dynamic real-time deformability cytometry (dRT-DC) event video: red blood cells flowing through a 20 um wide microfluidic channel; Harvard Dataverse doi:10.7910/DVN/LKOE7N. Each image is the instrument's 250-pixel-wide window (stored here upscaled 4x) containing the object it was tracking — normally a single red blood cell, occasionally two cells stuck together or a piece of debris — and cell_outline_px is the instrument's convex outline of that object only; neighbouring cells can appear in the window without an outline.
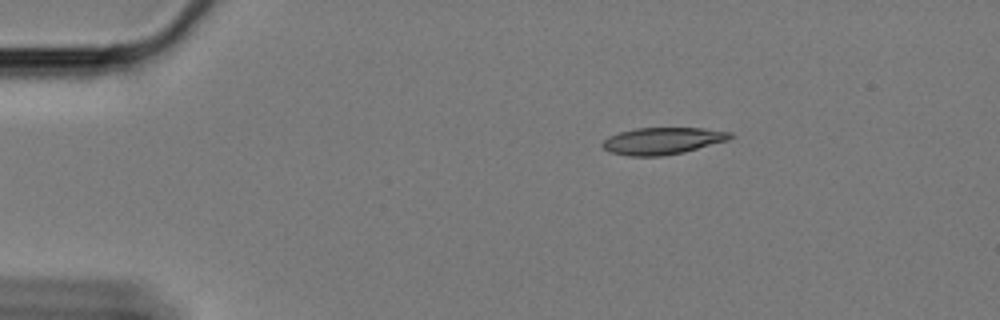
{"species": "Egyptian fruit bat (a non-hibernating species)", "species_latin": "Rousettus aegyptiacus", "temperature_condition": "cold", "stored_images_in_passage": 12, "camera_frame_rate_fps": 3000, "um_per_image_px": 0.085, "animal": {"sex": "female"}, "frame": {"image": 1, "passage_image": 1, "time_ms": 0.0, "image_size_px": [1000, 320], "cell_outline_px": [[736, 136], [728, 140], [684, 152], [660, 156], [628, 156], [608, 152], [600, 144], [608, 136], [620, 132], [636, 128], [700, 128], [732, 132]], "centroid_in_image_um": [56.31, 11.97], "position_along_channel_um": 28.7, "area_um2": 20.11}}
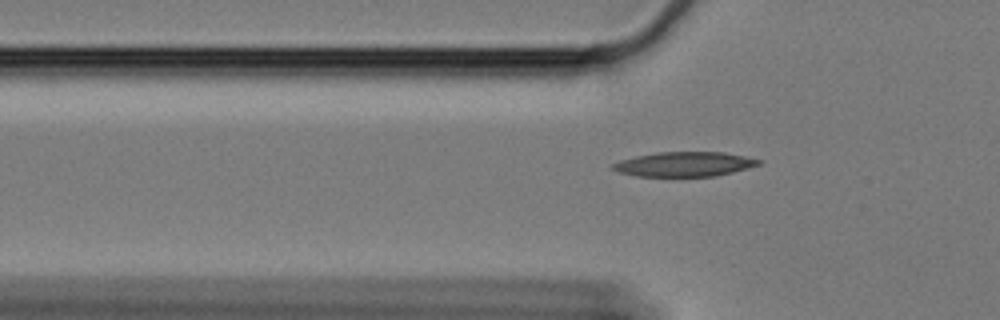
{"frame": {"image": 2, "passage_image": 10, "time_ms": 3.0, "image_size_px": [1000, 320], "cell_outline_px": [[764, 160], [760, 164], [732, 172], [716, 176], [636, 176], [620, 172], [612, 168], [612, 164], [620, 160], [636, 156], [656, 152], [724, 152]], "centroid_in_image_um": [58.18, 13.95], "position_along_channel_um": 67.6, "area_um2": 20.81}}